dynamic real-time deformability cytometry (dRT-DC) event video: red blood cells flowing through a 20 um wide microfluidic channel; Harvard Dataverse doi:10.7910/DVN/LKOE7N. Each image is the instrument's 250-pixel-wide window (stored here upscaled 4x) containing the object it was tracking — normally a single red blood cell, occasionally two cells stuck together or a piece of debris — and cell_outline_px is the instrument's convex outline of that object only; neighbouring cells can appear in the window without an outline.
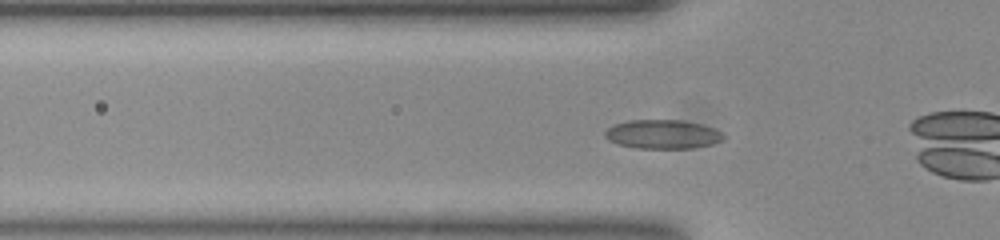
{"species": "common noctule bat (a hibernating species)", "species_latin": "Nyctalus noctula", "temperature_condition": "room temperature", "stored_images_in_passage": 6, "camera_frame_rate_fps": 3000, "um_per_image_px": 0.085, "animal": {"sex": "female", "body_mass_g": 23.0, "forearm_length_mm": 53.4}, "frame": {"image": 1, "passage_image": 3, "time_ms": 0.667, "image_size_px": [1000, 240], "cell_outline_px": [[724, 136], [720, 140], [708, 144], [692, 148], [640, 148], [620, 144], [608, 140], [604, 136], [604, 132], [608, 128], [616, 124], [632, 120], [680, 120], [700, 124], [712, 128], [720, 132]], "centroid_in_image_um": [56.28, 11.41], "position_along_channel_um": 69.5, "area_um2": 19.48}}